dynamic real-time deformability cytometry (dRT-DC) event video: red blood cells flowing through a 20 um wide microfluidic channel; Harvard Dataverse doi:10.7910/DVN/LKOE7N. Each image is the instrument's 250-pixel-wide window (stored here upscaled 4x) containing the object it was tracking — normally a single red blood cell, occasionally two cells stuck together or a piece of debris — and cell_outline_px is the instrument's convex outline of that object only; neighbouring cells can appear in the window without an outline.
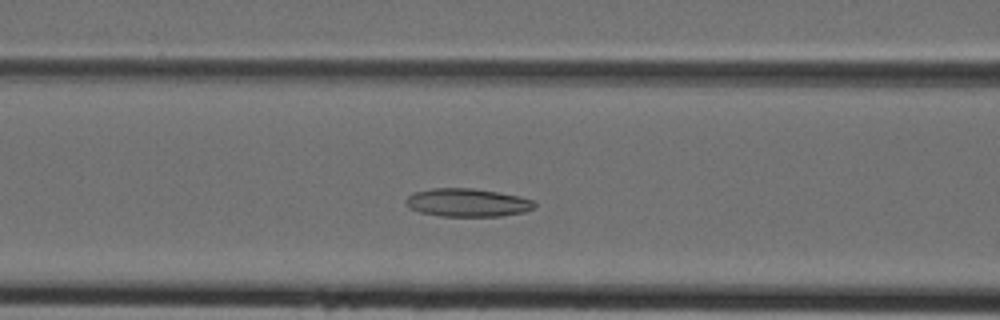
{"species": "Egyptian fruit bat (a non-hibernating species)", "species_latin": "Rousettus aegyptiacus", "temperature_condition": "cold", "stored_images_in_passage": 38, "camera_frame_rate_fps": 3000, "um_per_image_px": 0.085, "animal": {"sex": "female"}, "frame": {"image": 1, "passage_image": 12, "time_ms": 3.667, "image_size_px": [1000, 320], "cell_outline_px": [[536, 208], [524, 212], [500, 216], [440, 216], [420, 212], [404, 204], [404, 200], [408, 196], [416, 192], [432, 188], [472, 188], [500, 192], [520, 196], [532, 200], [536, 204]], "centroid_in_image_um": [39.75, 17.22], "position_along_channel_um": 126.8, "area_um2": 21.21}}
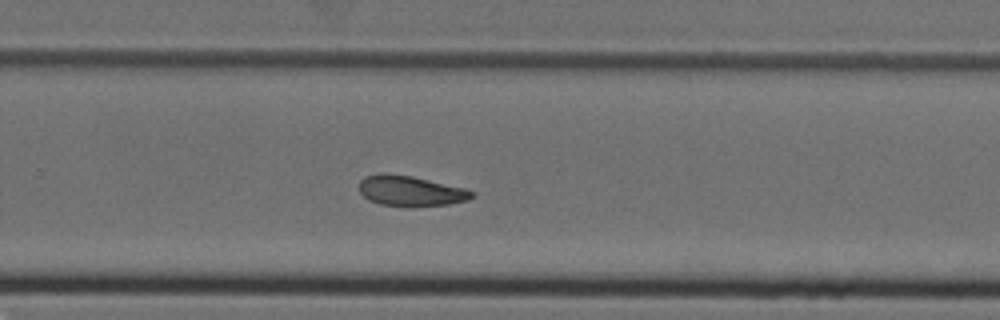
{"frame": {"image": 2, "passage_image": 23, "time_ms": 7.333, "image_size_px": [1000, 320], "cell_outline_px": [[472, 196], [468, 200], [448, 204], [416, 208], [404, 208], [380, 204], [368, 200], [360, 192], [360, 180], [364, 176], [380, 172], [384, 172], [412, 176], [464, 188], [472, 192]], "centroid_in_image_um": [34.84, 16.25], "position_along_channel_um": 295.0, "area_um2": 20.35}}
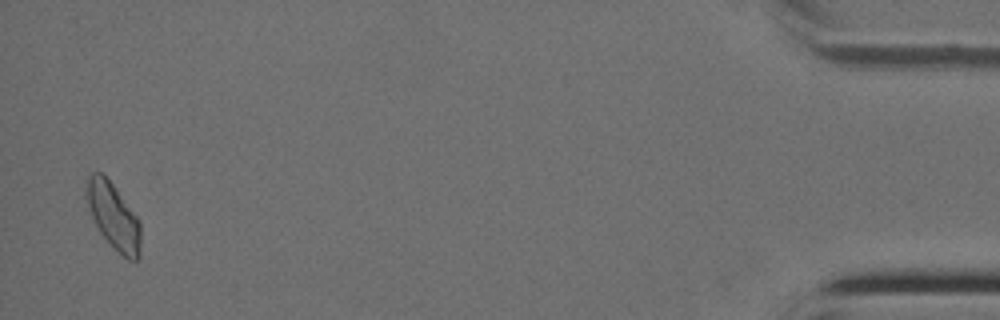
{"frame": {"image": 3, "passage_image": 37, "time_ms": 12.0, "image_size_px": [1000, 320], "cell_outline_px": [[140, 260], [128, 260], [100, 232], [92, 216], [84, 196], [88, 176], [92, 172], [100, 172], [112, 184], [140, 220]], "centroid_in_image_um": [9.64, 18.36], "position_along_channel_um": 425.6, "area_um2": 20.52}}